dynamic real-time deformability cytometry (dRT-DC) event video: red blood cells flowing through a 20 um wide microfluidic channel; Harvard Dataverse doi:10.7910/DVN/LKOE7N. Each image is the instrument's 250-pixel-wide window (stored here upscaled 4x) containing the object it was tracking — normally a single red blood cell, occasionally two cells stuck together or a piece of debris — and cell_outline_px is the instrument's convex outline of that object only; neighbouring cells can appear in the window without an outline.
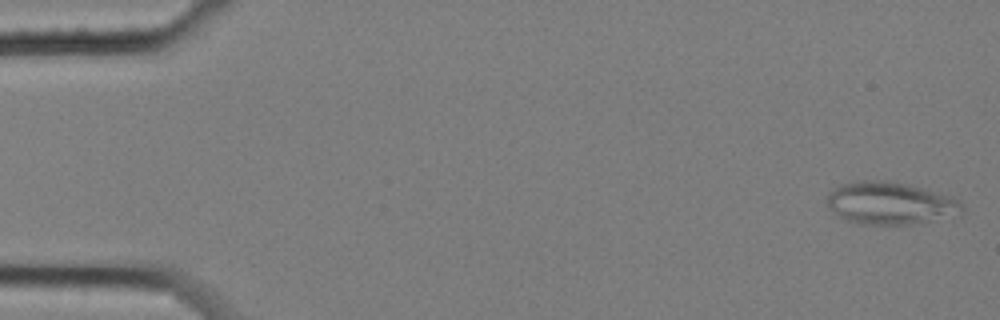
{"species": "common noctule bat (a hibernating species)", "species_latin": "Nyctalus noctula", "temperature_condition": "cold", "stored_images_in_passage": 59, "camera_frame_rate_fps": 3000, "um_per_image_px": 0.085, "animal": {"sex": "female", "body_mass_g": 25.1}, "frame": {"image": 1, "passage_image": 2, "time_ms": 0.333, "image_size_px": [1000, 320], "cell_outline_px": [[964, 208], [960, 216], [912, 224], [860, 224], [848, 220], [840, 216], [828, 208], [824, 200], [828, 192], [840, 184], [856, 180], [888, 180], [928, 188], [952, 196], [960, 200]], "centroid_in_image_um": [75.7, 17.25], "position_along_channel_um": 9.3, "area_um2": 34.28}}
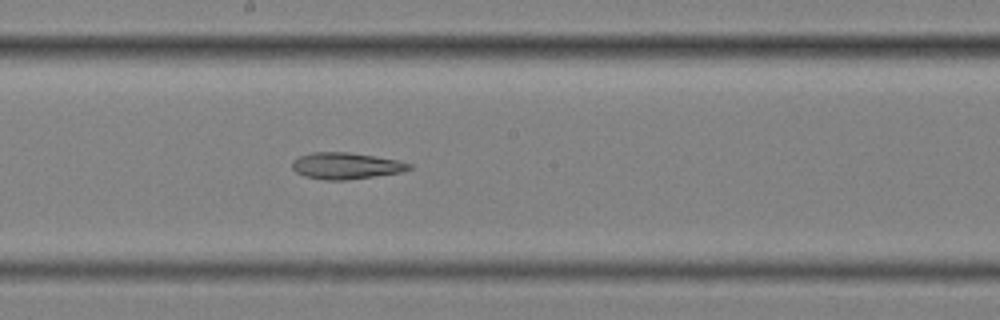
{"frame": {"image": 2, "passage_image": 32, "time_ms": 10.333, "image_size_px": [1000, 320], "cell_outline_px": [[412, 168], [400, 172], [344, 180], [324, 180], [304, 176], [296, 172], [292, 168], [292, 160], [300, 156], [312, 152], [348, 152], [396, 160], [412, 164]], "centroid_in_image_um": [29.35, 14.09], "position_along_channel_um": 218.8, "area_um2": 17.8}}
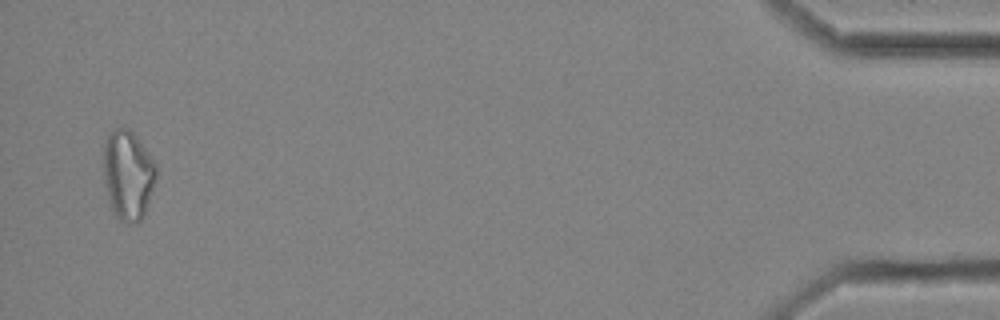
{"frame": {"image": 3, "passage_image": 57, "time_ms": 18.667, "image_size_px": [1000, 320], "cell_outline_px": [[156, 180], [144, 212], [140, 220], [136, 224], [128, 224], [120, 220], [112, 212], [104, 180], [104, 144], [108, 136], [116, 128], [128, 128], [136, 136], [156, 164]], "centroid_in_image_um": [10.88, 14.89], "position_along_channel_um": 424.3, "area_um2": 27.17}}